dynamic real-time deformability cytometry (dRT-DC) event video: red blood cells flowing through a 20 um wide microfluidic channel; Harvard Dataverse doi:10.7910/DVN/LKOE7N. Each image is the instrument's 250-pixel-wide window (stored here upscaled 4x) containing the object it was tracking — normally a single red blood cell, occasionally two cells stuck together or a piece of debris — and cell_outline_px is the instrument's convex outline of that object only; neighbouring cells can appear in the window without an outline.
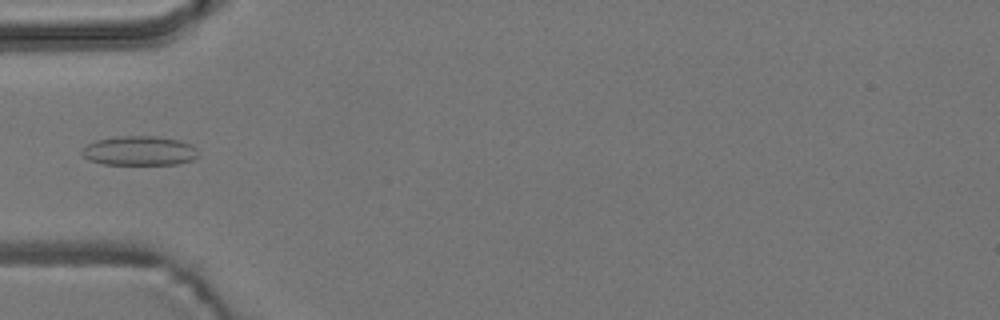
{"species": "common noctule bat (a hibernating species)", "species_latin": "Nyctalus noctula", "temperature_condition": "room temperature", "stored_images_in_passage": 6, "camera_frame_rate_fps": 3000, "um_per_image_px": 0.085, "animal": {"sex": "male", "body_mass_g": 19.2, "forearm_length_mm": 51.8}, "frame": {"image": 1, "passage_image": 5, "time_ms": 4.667, "image_size_px": [1000, 320], "cell_outline_px": [[196, 156], [192, 160], [176, 164], [104, 164], [88, 160], [80, 152], [88, 144], [96, 140], [116, 136], [156, 136], [180, 140], [192, 144], [196, 148]], "centroid_in_image_um": [11.84, 12.81], "position_along_channel_um": 73.2, "area_um2": 19.88}}